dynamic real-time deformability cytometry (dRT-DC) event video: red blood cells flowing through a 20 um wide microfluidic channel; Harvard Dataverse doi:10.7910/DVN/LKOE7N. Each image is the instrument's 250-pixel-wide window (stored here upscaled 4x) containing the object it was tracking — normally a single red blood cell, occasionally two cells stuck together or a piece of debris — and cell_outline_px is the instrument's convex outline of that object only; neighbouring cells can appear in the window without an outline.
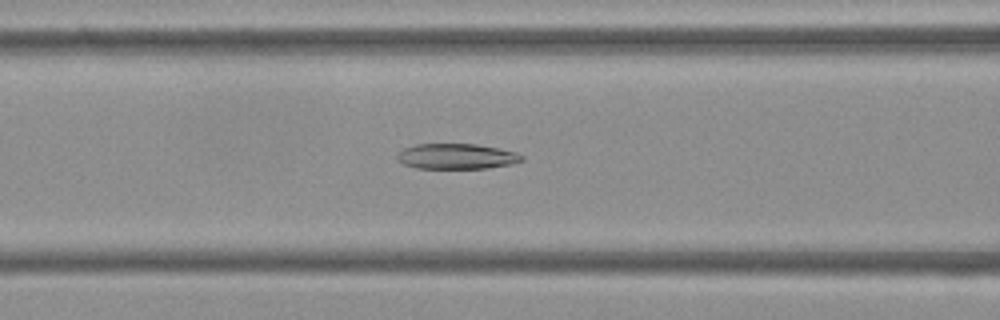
{"species": "Egyptian fruit bat (a non-hibernating species)", "species_latin": "Rousettus aegyptiacus", "temperature_condition": "cold", "stored_images_in_passage": 53, "camera_frame_rate_fps": 3000, "um_per_image_px": 0.085, "frame": {"image": 1, "passage_image": 21, "time_ms": 6.667, "image_size_px": [1000, 320], "cell_outline_px": [[524, 160], [512, 164], [488, 168], [416, 168], [404, 164], [396, 156], [404, 148], [416, 144], [476, 144], [516, 152], [524, 156]], "centroid_in_image_um": [38.84, 13.29], "position_along_channel_um": 127.8, "area_um2": 18.32}}
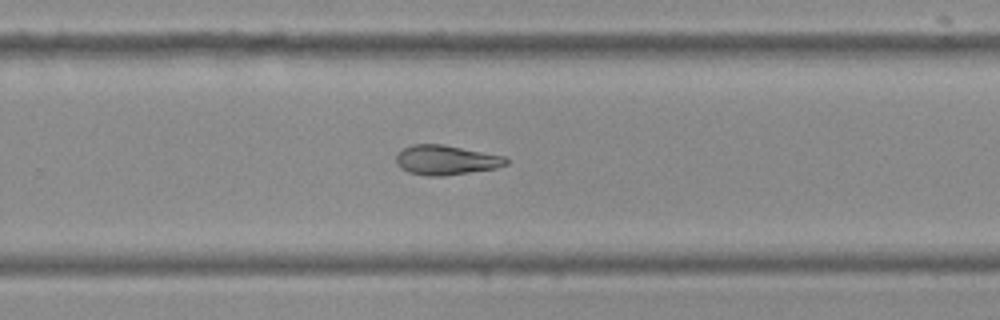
{"frame": {"image": 2, "passage_image": 34, "time_ms": 11.0, "image_size_px": [1000, 320], "cell_outline_px": [[508, 164], [496, 168], [444, 176], [424, 176], [408, 172], [400, 168], [396, 164], [396, 156], [404, 148], [412, 144], [444, 144], [504, 156], [508, 160]], "centroid_in_image_um": [37.89, 13.61], "position_along_channel_um": 291.9, "area_um2": 19.07}}
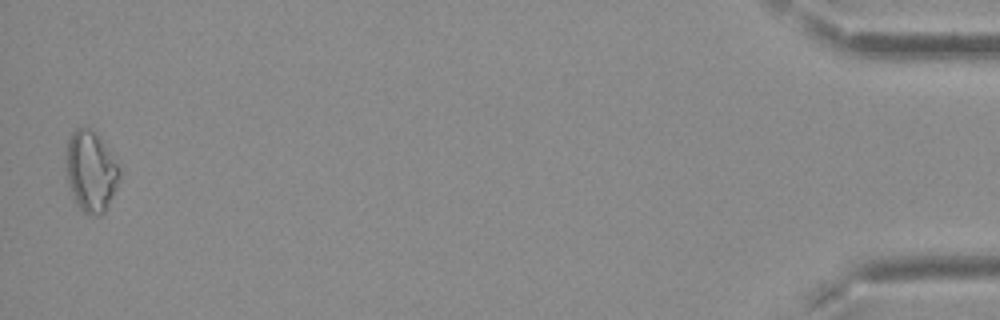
{"frame": {"image": 3, "passage_image": 52, "time_ms": 17.0, "image_size_px": [1000, 320], "cell_outline_px": [[120, 180], [104, 212], [100, 216], [88, 216], [76, 204], [68, 184], [64, 168], [64, 160], [68, 140], [72, 132], [76, 128], [88, 128], [100, 140], [120, 168]], "centroid_in_image_um": [7.68, 14.62], "position_along_channel_um": 427.5, "area_um2": 25.09}}